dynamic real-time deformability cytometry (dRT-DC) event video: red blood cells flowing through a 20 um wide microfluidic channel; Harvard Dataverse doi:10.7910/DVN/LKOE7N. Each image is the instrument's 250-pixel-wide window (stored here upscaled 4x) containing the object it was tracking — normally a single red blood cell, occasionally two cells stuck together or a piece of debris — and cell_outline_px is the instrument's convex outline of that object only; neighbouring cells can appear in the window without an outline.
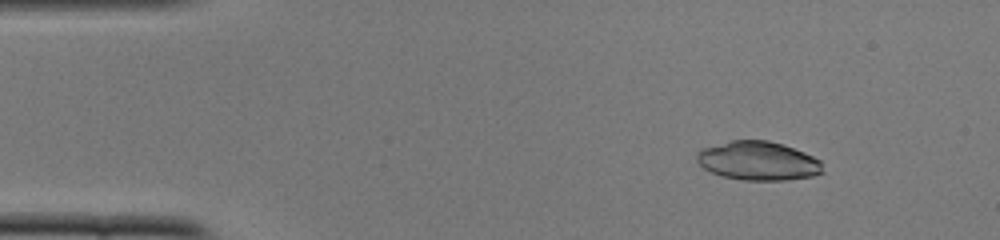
{"species": "common noctule bat (a hibernating species)", "species_latin": "Nyctalus noctula", "temperature_condition": "cold", "stored_images_in_passage": 51, "camera_frame_rate_fps": 3000, "um_per_image_px": 0.085, "animal": {"sex": "female", "body_mass_g": 22.0, "forearm_length_mm": 56.7}, "frame": {"image": 1, "passage_image": 6, "time_ms": 1.667, "image_size_px": [1000, 240], "cell_outline_px": [[824, 172], [812, 176], [788, 180], [744, 180], [720, 176], [704, 168], [696, 160], [696, 152], [700, 148], [732, 140], [768, 140], [804, 152], [820, 160]], "centroid_in_image_um": [64.41, 13.67], "position_along_channel_um": 20.6, "area_um2": 28.55}}
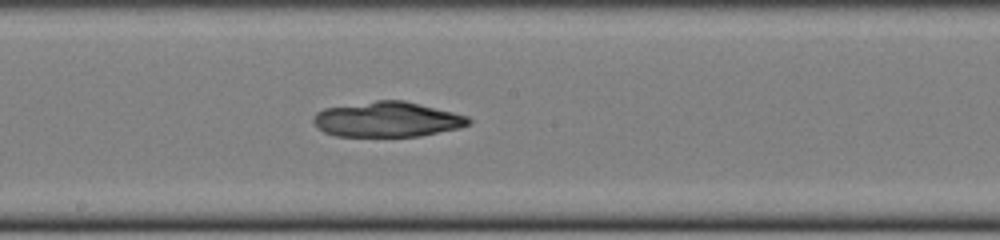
{"frame": {"image": 2, "passage_image": 27, "time_ms": 8.667, "image_size_px": [1000, 240], "cell_outline_px": [[472, 120], [468, 124], [460, 128], [420, 136], [336, 136], [324, 132], [316, 128], [312, 120], [312, 116], [316, 112], [324, 108], [376, 100], [404, 100], [468, 116]], "centroid_in_image_um": [32.88, 10.15], "position_along_channel_um": 215.3, "area_um2": 31.91}}
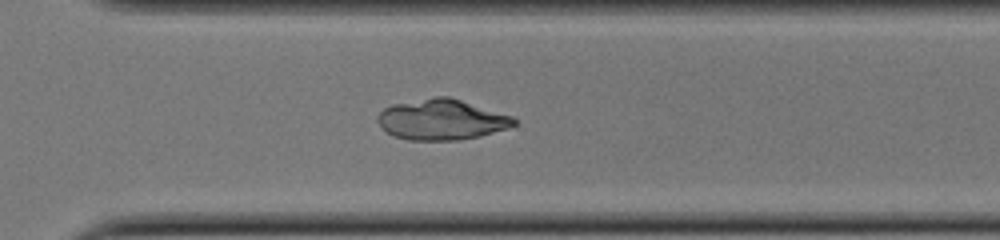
{"frame": {"image": 3, "passage_image": 36, "time_ms": 11.667, "image_size_px": [1000, 240], "cell_outline_px": [[520, 120], [516, 124], [508, 128], [480, 136], [460, 140], [408, 140], [392, 136], [380, 128], [376, 120], [376, 116], [384, 108], [392, 104], [436, 96], [448, 96], [512, 116]], "centroid_in_image_um": [37.51, 10.17], "position_along_channel_um": 333.1, "area_um2": 32.48}}